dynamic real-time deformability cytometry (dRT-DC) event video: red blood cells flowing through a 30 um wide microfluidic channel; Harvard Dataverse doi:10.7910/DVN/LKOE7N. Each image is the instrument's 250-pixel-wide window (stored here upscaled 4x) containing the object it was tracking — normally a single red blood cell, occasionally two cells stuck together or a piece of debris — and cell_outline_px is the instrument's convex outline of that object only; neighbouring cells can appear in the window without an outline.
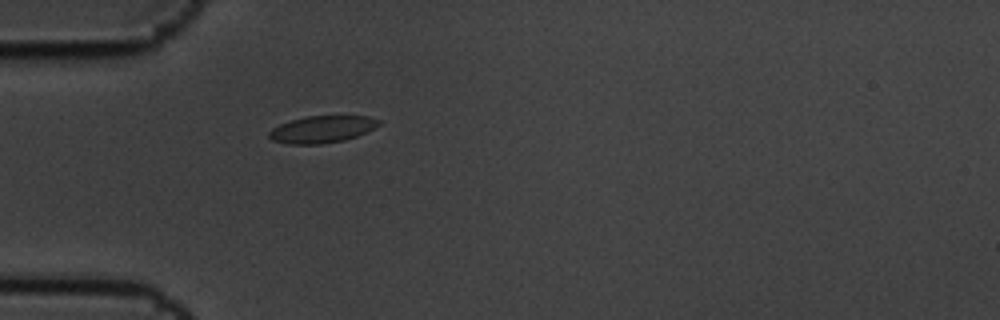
{"species": "common noctule bat (a hibernating species)", "species_latin": "Nyctalus noctula", "temperature_condition": "cold", "stored_images_in_passage": 1, "camera_frame_rate_fps": 3000, "um_per_image_px": 0.085, "animal": {"sex": "male", "body_mass_g": 19.5, "forearm_length_mm": 54.6}, "frame": {"image": 1, "passage_image": 1, "time_ms": 0.0, "image_size_px": [1000, 320], "cell_outline_px": [[380, 124], [356, 136], [344, 140], [320, 144], [288, 144], [272, 140], [268, 136], [268, 132], [272, 128], [280, 124], [292, 120], [308, 116], [368, 116], [380, 120]], "centroid_in_image_um": [27.33, 10.99], "position_along_channel_um": 57.7, "area_um2": 17.05}}